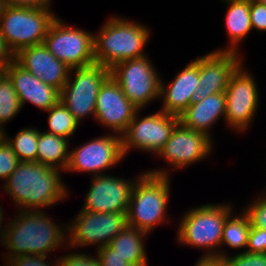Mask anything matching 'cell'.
I'll return each mask as SVG.
<instances>
[{"label": "cell", "mask_w": 266, "mask_h": 266, "mask_svg": "<svg viewBox=\"0 0 266 266\" xmlns=\"http://www.w3.org/2000/svg\"><path fill=\"white\" fill-rule=\"evenodd\" d=\"M226 266H266V253H249L243 251L237 255L223 258Z\"/></svg>", "instance_id": "31"}, {"label": "cell", "mask_w": 266, "mask_h": 266, "mask_svg": "<svg viewBox=\"0 0 266 266\" xmlns=\"http://www.w3.org/2000/svg\"><path fill=\"white\" fill-rule=\"evenodd\" d=\"M242 65L231 74L225 90V122L239 133L247 131L259 106L258 85Z\"/></svg>", "instance_id": "11"}, {"label": "cell", "mask_w": 266, "mask_h": 266, "mask_svg": "<svg viewBox=\"0 0 266 266\" xmlns=\"http://www.w3.org/2000/svg\"><path fill=\"white\" fill-rule=\"evenodd\" d=\"M15 60V54L8 46L5 38L0 33V66L4 69Z\"/></svg>", "instance_id": "38"}, {"label": "cell", "mask_w": 266, "mask_h": 266, "mask_svg": "<svg viewBox=\"0 0 266 266\" xmlns=\"http://www.w3.org/2000/svg\"><path fill=\"white\" fill-rule=\"evenodd\" d=\"M2 136H3V132L0 130V139H1Z\"/></svg>", "instance_id": "44"}, {"label": "cell", "mask_w": 266, "mask_h": 266, "mask_svg": "<svg viewBox=\"0 0 266 266\" xmlns=\"http://www.w3.org/2000/svg\"><path fill=\"white\" fill-rule=\"evenodd\" d=\"M159 75L147 55L121 61L110 69V76L139 110L160 98Z\"/></svg>", "instance_id": "7"}, {"label": "cell", "mask_w": 266, "mask_h": 266, "mask_svg": "<svg viewBox=\"0 0 266 266\" xmlns=\"http://www.w3.org/2000/svg\"><path fill=\"white\" fill-rule=\"evenodd\" d=\"M60 173L45 164L20 161L3 188L19 210H43L69 196Z\"/></svg>", "instance_id": "1"}, {"label": "cell", "mask_w": 266, "mask_h": 266, "mask_svg": "<svg viewBox=\"0 0 266 266\" xmlns=\"http://www.w3.org/2000/svg\"><path fill=\"white\" fill-rule=\"evenodd\" d=\"M212 141L205 134L185 128L179 122L157 155L167 161L169 167L180 170L209 157L214 146Z\"/></svg>", "instance_id": "14"}, {"label": "cell", "mask_w": 266, "mask_h": 266, "mask_svg": "<svg viewBox=\"0 0 266 266\" xmlns=\"http://www.w3.org/2000/svg\"><path fill=\"white\" fill-rule=\"evenodd\" d=\"M229 6L226 10L225 27L229 37L226 48L214 51H229L238 53L239 44L252 30L250 19V0H223ZM238 48V49H237Z\"/></svg>", "instance_id": "22"}, {"label": "cell", "mask_w": 266, "mask_h": 266, "mask_svg": "<svg viewBox=\"0 0 266 266\" xmlns=\"http://www.w3.org/2000/svg\"><path fill=\"white\" fill-rule=\"evenodd\" d=\"M198 80L199 58L190 61L168 85L161 79L160 98L163 99L161 111L179 117L194 101Z\"/></svg>", "instance_id": "20"}, {"label": "cell", "mask_w": 266, "mask_h": 266, "mask_svg": "<svg viewBox=\"0 0 266 266\" xmlns=\"http://www.w3.org/2000/svg\"><path fill=\"white\" fill-rule=\"evenodd\" d=\"M19 99L9 76L4 72L0 76V130L4 132V125L14 119L21 110Z\"/></svg>", "instance_id": "28"}, {"label": "cell", "mask_w": 266, "mask_h": 266, "mask_svg": "<svg viewBox=\"0 0 266 266\" xmlns=\"http://www.w3.org/2000/svg\"><path fill=\"white\" fill-rule=\"evenodd\" d=\"M147 235L146 231L127 225L109 246L131 266H144L148 261L144 245Z\"/></svg>", "instance_id": "23"}, {"label": "cell", "mask_w": 266, "mask_h": 266, "mask_svg": "<svg viewBox=\"0 0 266 266\" xmlns=\"http://www.w3.org/2000/svg\"><path fill=\"white\" fill-rule=\"evenodd\" d=\"M101 266H131L123 258L118 256L109 245L96 250Z\"/></svg>", "instance_id": "36"}, {"label": "cell", "mask_w": 266, "mask_h": 266, "mask_svg": "<svg viewBox=\"0 0 266 266\" xmlns=\"http://www.w3.org/2000/svg\"><path fill=\"white\" fill-rule=\"evenodd\" d=\"M194 266H226L225 260L219 256H202Z\"/></svg>", "instance_id": "39"}, {"label": "cell", "mask_w": 266, "mask_h": 266, "mask_svg": "<svg viewBox=\"0 0 266 266\" xmlns=\"http://www.w3.org/2000/svg\"><path fill=\"white\" fill-rule=\"evenodd\" d=\"M169 173L159 168L138 175L126 212L127 225L150 234L157 225L169 221L165 217L170 199Z\"/></svg>", "instance_id": "3"}, {"label": "cell", "mask_w": 266, "mask_h": 266, "mask_svg": "<svg viewBox=\"0 0 266 266\" xmlns=\"http://www.w3.org/2000/svg\"><path fill=\"white\" fill-rule=\"evenodd\" d=\"M15 61L43 83L61 91L68 80L70 68L58 60L44 44L21 49Z\"/></svg>", "instance_id": "18"}, {"label": "cell", "mask_w": 266, "mask_h": 266, "mask_svg": "<svg viewBox=\"0 0 266 266\" xmlns=\"http://www.w3.org/2000/svg\"><path fill=\"white\" fill-rule=\"evenodd\" d=\"M7 6L30 7V8H50L51 0H5Z\"/></svg>", "instance_id": "37"}, {"label": "cell", "mask_w": 266, "mask_h": 266, "mask_svg": "<svg viewBox=\"0 0 266 266\" xmlns=\"http://www.w3.org/2000/svg\"><path fill=\"white\" fill-rule=\"evenodd\" d=\"M70 141L68 138L39 130L36 162L66 172L70 159Z\"/></svg>", "instance_id": "24"}, {"label": "cell", "mask_w": 266, "mask_h": 266, "mask_svg": "<svg viewBox=\"0 0 266 266\" xmlns=\"http://www.w3.org/2000/svg\"><path fill=\"white\" fill-rule=\"evenodd\" d=\"M74 72V78L70 75ZM110 76V69L98 63L70 69L68 80L60 91V101L80 123L86 116L95 117L100 87Z\"/></svg>", "instance_id": "8"}, {"label": "cell", "mask_w": 266, "mask_h": 266, "mask_svg": "<svg viewBox=\"0 0 266 266\" xmlns=\"http://www.w3.org/2000/svg\"><path fill=\"white\" fill-rule=\"evenodd\" d=\"M232 207L227 203L217 205L209 203L188 209L177 229L176 237L179 243L208 251L202 256L224 258L227 252L219 250L221 249L219 247L225 220L231 213L235 214Z\"/></svg>", "instance_id": "5"}, {"label": "cell", "mask_w": 266, "mask_h": 266, "mask_svg": "<svg viewBox=\"0 0 266 266\" xmlns=\"http://www.w3.org/2000/svg\"><path fill=\"white\" fill-rule=\"evenodd\" d=\"M225 92L215 93L193 101L179 116V122L188 129L205 134L212 140L210 129L221 116L225 120Z\"/></svg>", "instance_id": "21"}, {"label": "cell", "mask_w": 266, "mask_h": 266, "mask_svg": "<svg viewBox=\"0 0 266 266\" xmlns=\"http://www.w3.org/2000/svg\"><path fill=\"white\" fill-rule=\"evenodd\" d=\"M250 228L249 218L244 212L239 213V216L231 213L225 220L221 246L228 245L231 249L243 248L246 251Z\"/></svg>", "instance_id": "25"}, {"label": "cell", "mask_w": 266, "mask_h": 266, "mask_svg": "<svg viewBox=\"0 0 266 266\" xmlns=\"http://www.w3.org/2000/svg\"><path fill=\"white\" fill-rule=\"evenodd\" d=\"M68 224V248L109 245L126 226V212L96 213L80 210ZM70 246V247H69Z\"/></svg>", "instance_id": "10"}, {"label": "cell", "mask_w": 266, "mask_h": 266, "mask_svg": "<svg viewBox=\"0 0 266 266\" xmlns=\"http://www.w3.org/2000/svg\"><path fill=\"white\" fill-rule=\"evenodd\" d=\"M6 3H5V0H0V18L2 16V14L4 13V10L6 8Z\"/></svg>", "instance_id": "41"}, {"label": "cell", "mask_w": 266, "mask_h": 266, "mask_svg": "<svg viewBox=\"0 0 266 266\" xmlns=\"http://www.w3.org/2000/svg\"><path fill=\"white\" fill-rule=\"evenodd\" d=\"M92 178L81 210L96 213L127 212L136 179L126 180L109 174Z\"/></svg>", "instance_id": "15"}, {"label": "cell", "mask_w": 266, "mask_h": 266, "mask_svg": "<svg viewBox=\"0 0 266 266\" xmlns=\"http://www.w3.org/2000/svg\"><path fill=\"white\" fill-rule=\"evenodd\" d=\"M113 134L102 135L70 150L66 172H86L96 176L119 164L125 158L122 139L121 135Z\"/></svg>", "instance_id": "13"}, {"label": "cell", "mask_w": 266, "mask_h": 266, "mask_svg": "<svg viewBox=\"0 0 266 266\" xmlns=\"http://www.w3.org/2000/svg\"><path fill=\"white\" fill-rule=\"evenodd\" d=\"M260 4L266 5V0H254Z\"/></svg>", "instance_id": "42"}, {"label": "cell", "mask_w": 266, "mask_h": 266, "mask_svg": "<svg viewBox=\"0 0 266 266\" xmlns=\"http://www.w3.org/2000/svg\"><path fill=\"white\" fill-rule=\"evenodd\" d=\"M65 225L58 226L43 210H19L17 216L4 225V246L8 250L5 260L28 254L48 256L65 243L68 247V224Z\"/></svg>", "instance_id": "2"}, {"label": "cell", "mask_w": 266, "mask_h": 266, "mask_svg": "<svg viewBox=\"0 0 266 266\" xmlns=\"http://www.w3.org/2000/svg\"><path fill=\"white\" fill-rule=\"evenodd\" d=\"M4 72L12 81L21 108L29 102L45 112L60 101L58 89L43 83L15 60L4 69Z\"/></svg>", "instance_id": "19"}, {"label": "cell", "mask_w": 266, "mask_h": 266, "mask_svg": "<svg viewBox=\"0 0 266 266\" xmlns=\"http://www.w3.org/2000/svg\"><path fill=\"white\" fill-rule=\"evenodd\" d=\"M5 133L3 132V137L12 146L20 161L36 162L39 129L23 128L17 132L14 139H10Z\"/></svg>", "instance_id": "27"}, {"label": "cell", "mask_w": 266, "mask_h": 266, "mask_svg": "<svg viewBox=\"0 0 266 266\" xmlns=\"http://www.w3.org/2000/svg\"><path fill=\"white\" fill-rule=\"evenodd\" d=\"M43 44L70 69L95 63L94 33L66 25L58 16L50 24Z\"/></svg>", "instance_id": "9"}, {"label": "cell", "mask_w": 266, "mask_h": 266, "mask_svg": "<svg viewBox=\"0 0 266 266\" xmlns=\"http://www.w3.org/2000/svg\"><path fill=\"white\" fill-rule=\"evenodd\" d=\"M19 163L20 160L15 155L12 146L2 136L0 139V178L5 182Z\"/></svg>", "instance_id": "29"}, {"label": "cell", "mask_w": 266, "mask_h": 266, "mask_svg": "<svg viewBox=\"0 0 266 266\" xmlns=\"http://www.w3.org/2000/svg\"><path fill=\"white\" fill-rule=\"evenodd\" d=\"M250 19L252 30L266 31V5L250 0Z\"/></svg>", "instance_id": "35"}, {"label": "cell", "mask_w": 266, "mask_h": 266, "mask_svg": "<svg viewBox=\"0 0 266 266\" xmlns=\"http://www.w3.org/2000/svg\"><path fill=\"white\" fill-rule=\"evenodd\" d=\"M4 73V68L0 66V76Z\"/></svg>", "instance_id": "43"}, {"label": "cell", "mask_w": 266, "mask_h": 266, "mask_svg": "<svg viewBox=\"0 0 266 266\" xmlns=\"http://www.w3.org/2000/svg\"><path fill=\"white\" fill-rule=\"evenodd\" d=\"M55 15L50 8L6 6L0 18V33L16 54L23 48L43 44Z\"/></svg>", "instance_id": "6"}, {"label": "cell", "mask_w": 266, "mask_h": 266, "mask_svg": "<svg viewBox=\"0 0 266 266\" xmlns=\"http://www.w3.org/2000/svg\"><path fill=\"white\" fill-rule=\"evenodd\" d=\"M46 112L49 114L47 119L49 130L46 132L70 139V136H73L80 123L68 108L59 101Z\"/></svg>", "instance_id": "26"}, {"label": "cell", "mask_w": 266, "mask_h": 266, "mask_svg": "<svg viewBox=\"0 0 266 266\" xmlns=\"http://www.w3.org/2000/svg\"><path fill=\"white\" fill-rule=\"evenodd\" d=\"M150 36L145 25L110 16L100 31L94 33L95 63L111 69L121 61L145 56Z\"/></svg>", "instance_id": "4"}, {"label": "cell", "mask_w": 266, "mask_h": 266, "mask_svg": "<svg viewBox=\"0 0 266 266\" xmlns=\"http://www.w3.org/2000/svg\"><path fill=\"white\" fill-rule=\"evenodd\" d=\"M239 56L236 52L212 51L199 57V85L194 101L225 92L231 74L243 63Z\"/></svg>", "instance_id": "17"}, {"label": "cell", "mask_w": 266, "mask_h": 266, "mask_svg": "<svg viewBox=\"0 0 266 266\" xmlns=\"http://www.w3.org/2000/svg\"><path fill=\"white\" fill-rule=\"evenodd\" d=\"M140 111H137L126 131L121 135L124 157L132 149L157 155L179 123V117L161 110L140 119Z\"/></svg>", "instance_id": "12"}, {"label": "cell", "mask_w": 266, "mask_h": 266, "mask_svg": "<svg viewBox=\"0 0 266 266\" xmlns=\"http://www.w3.org/2000/svg\"><path fill=\"white\" fill-rule=\"evenodd\" d=\"M58 261L59 266H101L97 255L91 256L81 252L62 255Z\"/></svg>", "instance_id": "33"}, {"label": "cell", "mask_w": 266, "mask_h": 266, "mask_svg": "<svg viewBox=\"0 0 266 266\" xmlns=\"http://www.w3.org/2000/svg\"><path fill=\"white\" fill-rule=\"evenodd\" d=\"M48 256L42 255H19L13 258L6 259L5 266H59L58 259L54 262L46 260ZM7 261V262H6ZM52 262V263H51ZM7 264V265H6ZM3 265V266H4Z\"/></svg>", "instance_id": "32"}, {"label": "cell", "mask_w": 266, "mask_h": 266, "mask_svg": "<svg viewBox=\"0 0 266 266\" xmlns=\"http://www.w3.org/2000/svg\"><path fill=\"white\" fill-rule=\"evenodd\" d=\"M242 211L248 216L251 227L266 229V192Z\"/></svg>", "instance_id": "30"}, {"label": "cell", "mask_w": 266, "mask_h": 266, "mask_svg": "<svg viewBox=\"0 0 266 266\" xmlns=\"http://www.w3.org/2000/svg\"><path fill=\"white\" fill-rule=\"evenodd\" d=\"M138 110L123 94L120 85L109 76L100 87L94 119L113 133L122 135Z\"/></svg>", "instance_id": "16"}, {"label": "cell", "mask_w": 266, "mask_h": 266, "mask_svg": "<svg viewBox=\"0 0 266 266\" xmlns=\"http://www.w3.org/2000/svg\"><path fill=\"white\" fill-rule=\"evenodd\" d=\"M246 251L249 253H266V229L250 228Z\"/></svg>", "instance_id": "34"}, {"label": "cell", "mask_w": 266, "mask_h": 266, "mask_svg": "<svg viewBox=\"0 0 266 266\" xmlns=\"http://www.w3.org/2000/svg\"><path fill=\"white\" fill-rule=\"evenodd\" d=\"M3 209H2V207H1V205H0V242H1V244L4 246V244H5V235H6V227L4 228L3 226H2V222H4V219H3ZM2 227H3V229H2Z\"/></svg>", "instance_id": "40"}]
</instances>
